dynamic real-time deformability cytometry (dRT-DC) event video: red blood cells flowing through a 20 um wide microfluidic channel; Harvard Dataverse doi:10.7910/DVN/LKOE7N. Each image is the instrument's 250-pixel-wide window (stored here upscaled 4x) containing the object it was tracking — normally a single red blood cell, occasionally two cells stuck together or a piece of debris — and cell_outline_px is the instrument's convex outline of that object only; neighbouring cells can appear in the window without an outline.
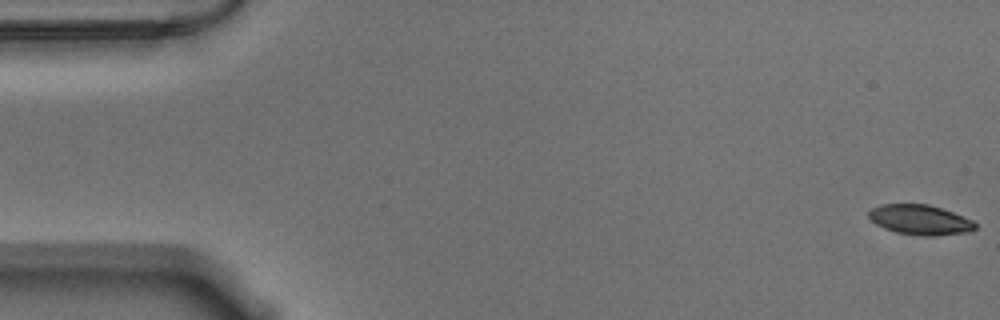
{"species": "Egyptian fruit bat (a non-hibernating species)", "species_latin": "Rousettus aegyptiacus", "temperature_condition": "warm", "stored_images_in_passage": 57, "camera_frame_rate_fps": 3000, "um_per_image_px": 0.085, "animal": {"sex": "male"}, "frame": {"image": 1, "passage_image": 1, "time_ms": 0.0, "image_size_px": [1000, 320], "cell_outline_px": [[976, 228], [968, 232], [928, 236], [924, 236], [896, 232], [884, 228], [876, 224], [868, 216], [868, 212], [872, 208], [880, 204], [928, 204], [952, 212], [972, 220], [976, 224]], "centroid_in_image_um": [78.18, 18.68], "position_along_channel_um": 6.8, "area_um2": 18.38}}
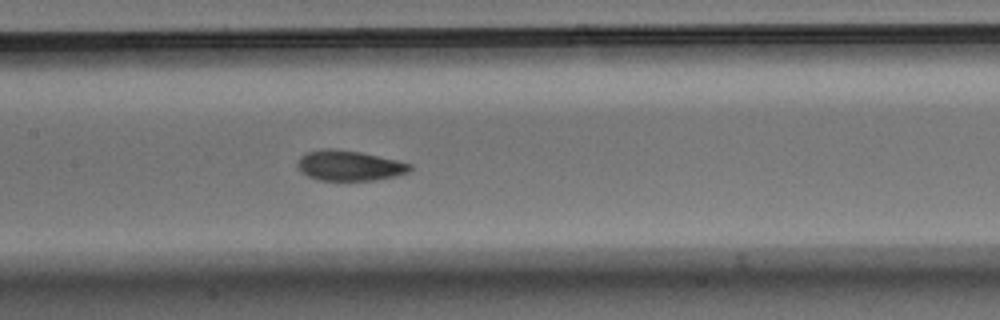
{"frame": {"image": 2, "passage_image": 27, "time_ms": 8.667, "image_size_px": [1000, 320], "cell_outline_px": [[412, 168], [408, 172], [396, 176], [376, 180], [320, 180], [308, 176], [300, 172], [296, 164], [300, 156], [304, 152], [320, 148], [332, 148], [360, 152], [396, 160], [412, 164]], "centroid_in_image_um": [29.64, 14.06], "position_along_channel_um": 177.8, "area_um2": 20.0}}
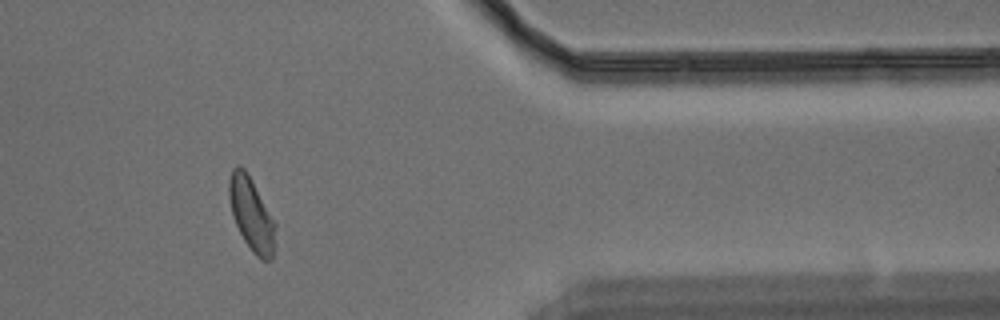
{"frame": {"image": 3, "passage_image": 47, "time_ms": 15.333, "image_size_px": [1000, 320], "cell_outline_px": [[276, 228], [272, 260], [260, 260], [252, 252], [244, 240], [232, 216], [228, 196], [228, 180], [232, 168], [236, 164], [240, 164], [244, 168], [276, 224]], "centroid_in_image_um": [21.34, 18.21], "position_along_channel_um": 390.1, "area_um2": 19.65}, "authors_computed_cell_mechanics": {"area_um2": 19.8832, "velocity_mm_per_s": 3.5431, "shape_relaxation_time_tau1_ms": 5.7236, "shape_relaxation_time_tau2_ms": 1.7799, "deformation_change_tau1": 0.1722, "deformation_change_tau2": 0.0737}}